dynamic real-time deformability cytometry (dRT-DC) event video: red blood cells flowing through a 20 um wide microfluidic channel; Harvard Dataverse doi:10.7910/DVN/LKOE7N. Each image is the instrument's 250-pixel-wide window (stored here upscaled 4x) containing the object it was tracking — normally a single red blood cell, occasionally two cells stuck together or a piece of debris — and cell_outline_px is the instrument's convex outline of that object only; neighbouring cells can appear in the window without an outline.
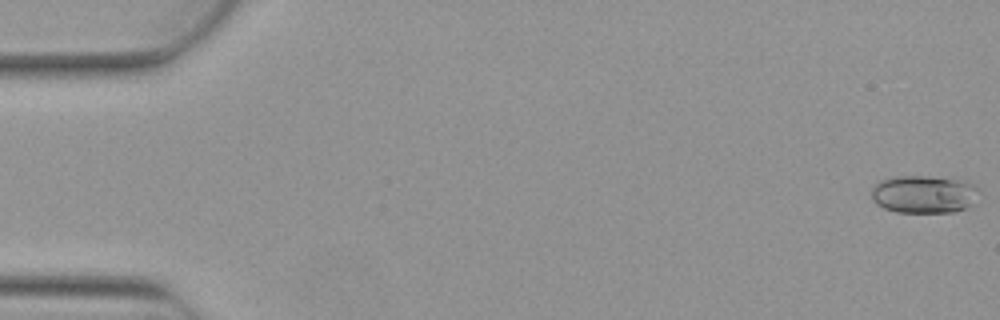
{"species": "Egyptian fruit bat (a non-hibernating species)", "species_latin": "Rousettus aegyptiacus", "temperature_condition": "warm", "stored_images_in_passage": 6, "camera_frame_rate_fps": 3000, "um_per_image_px": 0.085, "animal": {"sex": "female"}, "frame": {"image": 1, "passage_image": 1, "time_ms": 0.0, "image_size_px": [1000, 320], "cell_outline_px": [[976, 204], [968, 208], [956, 212], [896, 212], [884, 208], [876, 204], [872, 200], [872, 188], [880, 180], [896, 176], [924, 176], [960, 180], [972, 184], [976, 188]], "centroid_in_image_um": [78.52, 16.53], "position_along_channel_um": 6.5, "area_um2": 23.7}}
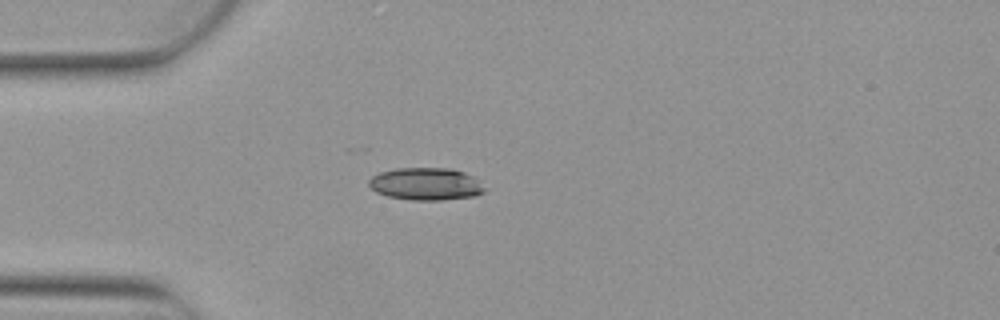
{"frame": {"image": 2, "passage_image": 5, "time_ms": 1.333, "image_size_px": [1000, 320], "cell_outline_px": [[484, 192], [476, 196], [440, 200], [412, 200], [388, 196], [376, 192], [368, 184], [368, 180], [372, 176], [380, 172], [396, 168], [452, 168], [464, 172], [472, 176], [484, 188]], "centroid_in_image_um": [36.18, 15.63], "position_along_channel_um": 48.8, "area_um2": 21.79}}